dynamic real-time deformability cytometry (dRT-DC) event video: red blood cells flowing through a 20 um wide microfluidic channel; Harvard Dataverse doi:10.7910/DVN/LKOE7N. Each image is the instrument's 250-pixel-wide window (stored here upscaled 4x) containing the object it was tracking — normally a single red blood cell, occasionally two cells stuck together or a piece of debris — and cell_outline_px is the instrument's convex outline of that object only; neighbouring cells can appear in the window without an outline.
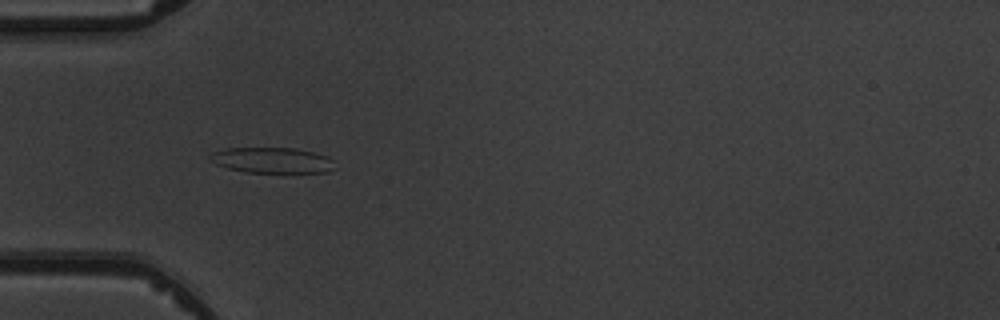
{"species": "common noctule bat (a hibernating species)", "species_latin": "Nyctalus noctula", "temperature_condition": "warm", "stored_images_in_passage": 7, "camera_frame_rate_fps": 3000, "um_per_image_px": 0.085, "animal": {"sex": "male", "body_mass_g": 19.5, "forearm_length_mm": 54.6}, "frame": {"image": 1, "passage_image": 5, "time_ms": 5.333, "image_size_px": [1000, 320], "cell_outline_px": [[336, 160], [332, 168], [328, 172], [244, 172], [228, 168], [216, 164], [208, 160], [208, 156], [212, 152], [228, 148], [296, 148], [316, 152], [328, 156]], "centroid_in_image_um": [23.14, 13.61], "position_along_channel_um": 61.9, "area_um2": 18.79}}
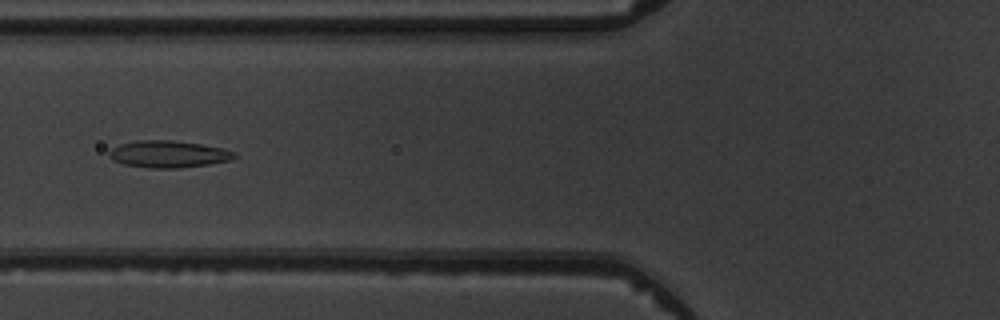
{"frame": {"image": 2, "passage_image": 6, "time_ms": 6.667, "image_size_px": [1000, 320], "cell_outline_px": [[236, 156], [228, 160], [208, 164], [180, 168], [148, 168], [124, 164], [112, 160], [108, 152], [112, 148], [120, 144], [136, 140], [172, 140], [200, 144], [220, 148], [236, 152]], "centroid_in_image_um": [14.27, 13.1], "position_along_channel_um": 111.5, "area_um2": 19.54}}
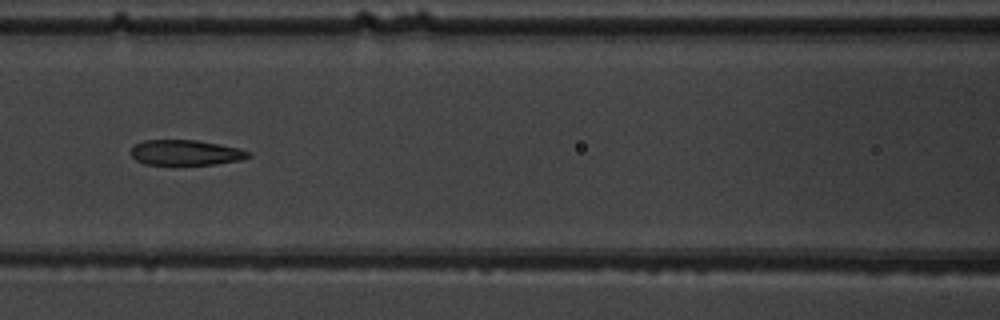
{"frame": {"image": 3, "passage_image": 7, "time_ms": 7.667, "image_size_px": [1000, 320], "cell_outline_px": [[252, 156], [240, 160], [216, 164], [144, 164], [136, 160], [128, 152], [136, 144], [144, 140], [196, 140], [220, 144], [240, 148], [252, 152]], "centroid_in_image_um": [15.81, 12.96], "position_along_channel_um": 150.8, "area_um2": 17.4}}